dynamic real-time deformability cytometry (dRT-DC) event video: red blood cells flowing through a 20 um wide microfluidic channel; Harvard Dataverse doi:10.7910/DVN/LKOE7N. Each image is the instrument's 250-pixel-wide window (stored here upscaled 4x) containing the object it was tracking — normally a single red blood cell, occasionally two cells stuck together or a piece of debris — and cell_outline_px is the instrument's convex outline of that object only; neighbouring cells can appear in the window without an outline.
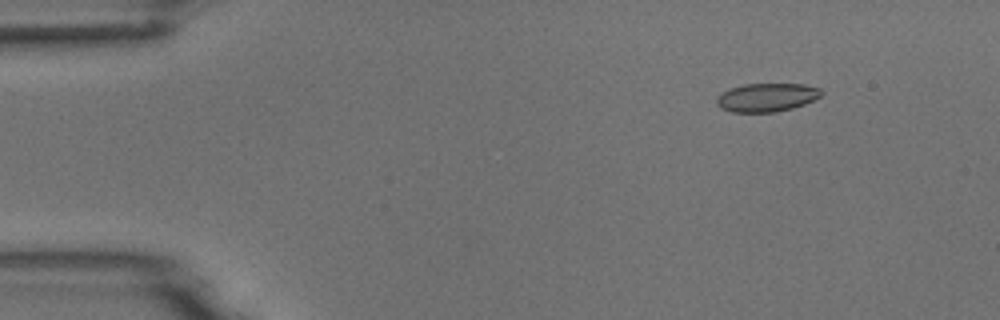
{"species": "common noctule bat (a hibernating species)", "species_latin": "Nyctalus noctula", "temperature_condition": "room temperature", "stored_images_in_passage": 4, "camera_frame_rate_fps": 3000, "um_per_image_px": 0.085, "animal": {"sex": "male", "body_mass_g": 18.8}, "frame": {"image": 1, "passage_image": 1, "time_ms": 0.0, "image_size_px": [1000, 320], "cell_outline_px": [[824, 92], [820, 96], [804, 104], [792, 108], [776, 112], [732, 112], [720, 108], [716, 104], [716, 100], [724, 92], [732, 88], [744, 84], [804, 84], [820, 88]], "centroid_in_image_um": [65.19, 8.28], "position_along_channel_um": 19.8, "area_um2": 17.22}}